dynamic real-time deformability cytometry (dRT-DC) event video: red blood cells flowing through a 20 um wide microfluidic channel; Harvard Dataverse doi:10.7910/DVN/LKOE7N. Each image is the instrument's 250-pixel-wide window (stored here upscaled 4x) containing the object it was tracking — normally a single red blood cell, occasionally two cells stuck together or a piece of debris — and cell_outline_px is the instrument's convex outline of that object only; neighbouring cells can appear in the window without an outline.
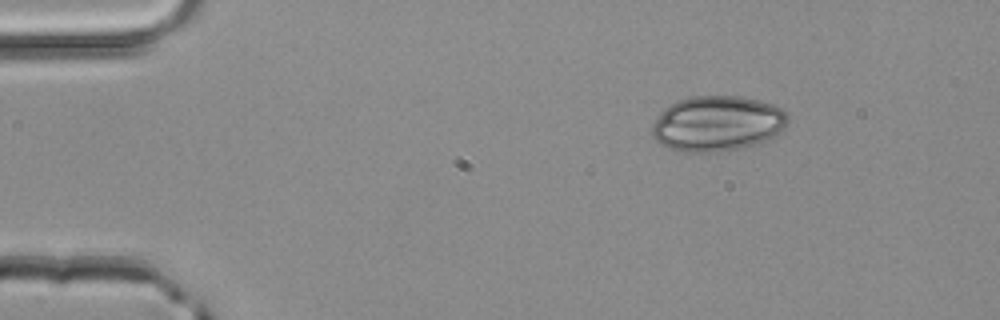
{"species": "common noctule bat (a hibernating species)", "species_latin": "Nyctalus noctula", "temperature_condition": "room temperature", "stored_images_in_passage": 43, "camera_frame_rate_fps": 3000, "um_per_image_px": 0.085, "animal": {"sex": "male", "body_mass_g": 20.4}, "frame": {"image": 1, "passage_image": 1, "time_ms": 0.0, "image_size_px": [1000, 320], "cell_outline_px": [[788, 120], [772, 136], [756, 144], [740, 148], [720, 152], [680, 152], [668, 148], [660, 144], [652, 136], [652, 124], [660, 112], [664, 108], [676, 100], [692, 96], [740, 96], [772, 104], [784, 108], [788, 112]], "centroid_in_image_um": [60.91, 10.5], "position_along_channel_um": 24.1, "area_um2": 43.87}}
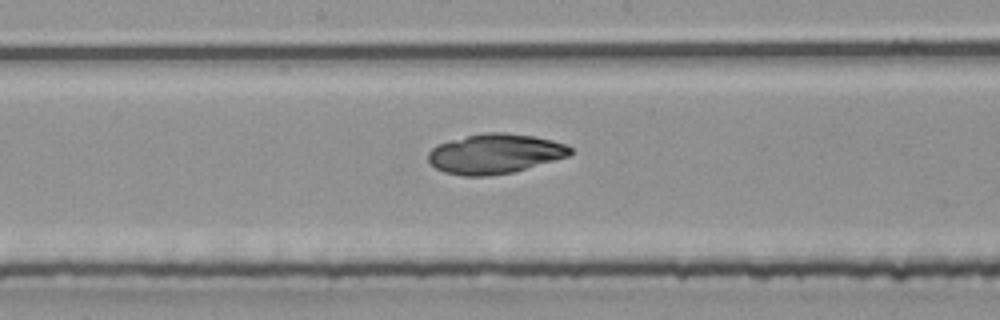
{"frame": {"image": 2, "passage_image": 20, "time_ms": 6.333, "image_size_px": [1000, 320], "cell_outline_px": [[572, 152], [568, 156], [512, 172], [488, 176], [464, 176], [444, 172], [436, 168], [428, 160], [428, 152], [436, 144], [468, 136], [488, 132], [504, 132], [532, 136], [552, 140], [564, 144], [572, 148]], "centroid_in_image_um": [42.04, 13.07], "position_along_channel_um": 206.2, "area_um2": 32.6}}
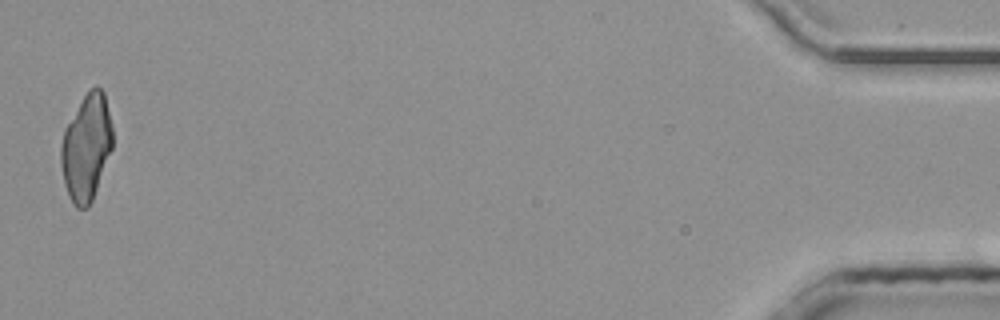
{"frame": {"image": 3, "passage_image": 43, "time_ms": 14.0, "image_size_px": [1000, 320], "cell_outline_px": [[112, 148], [92, 200], [88, 208], [76, 208], [72, 204], [68, 196], [64, 184], [60, 164], [60, 144], [64, 128], [88, 88], [96, 84], [104, 92], [112, 124]], "centroid_in_image_um": [7.32, 12.51], "position_along_channel_um": 427.9, "area_um2": 32.37}}